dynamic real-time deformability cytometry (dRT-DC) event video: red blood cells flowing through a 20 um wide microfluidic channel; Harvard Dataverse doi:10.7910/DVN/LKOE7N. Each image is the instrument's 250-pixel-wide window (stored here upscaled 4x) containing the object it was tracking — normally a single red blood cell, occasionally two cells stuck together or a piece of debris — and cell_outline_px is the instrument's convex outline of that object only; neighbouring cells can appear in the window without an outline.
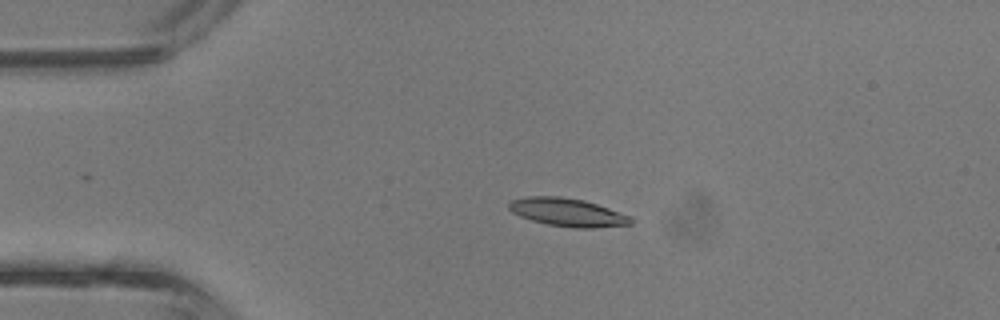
{"species": "common noctule bat (a hibernating species)", "species_latin": "Nyctalus noctula", "temperature_condition": "room temperature", "stored_images_in_passage": 4, "camera_frame_rate_fps": 3000, "um_per_image_px": 0.085, "animal": {"sex": "male", "body_mass_g": 13.3}, "frame": {"image": 1, "passage_image": 2, "time_ms": 0.333, "image_size_px": [1000, 320], "cell_outline_px": [[632, 224], [592, 228], [572, 228], [548, 224], [532, 220], [520, 216], [512, 212], [508, 208], [508, 204], [512, 200], [524, 196], [560, 196], [584, 200], [608, 208], [628, 216], [632, 220]], "centroid_in_image_um": [48.19, 18.04], "position_along_channel_um": 36.8, "area_um2": 19.83}}
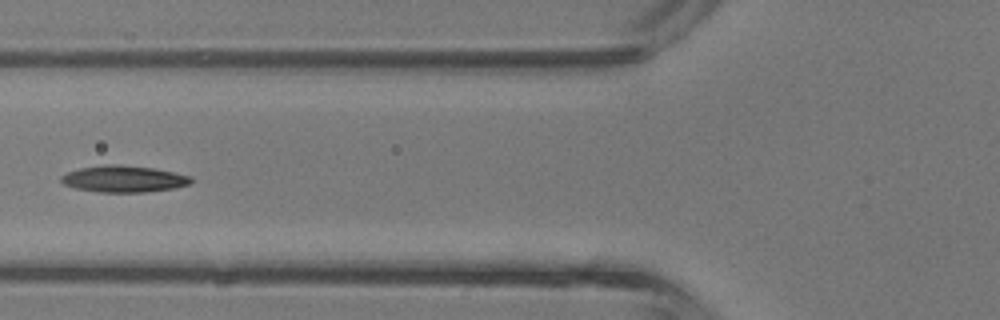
{"frame": {"image": 2, "passage_image": 4, "time_ms": 1.0, "image_size_px": [1000, 320], "cell_outline_px": [[192, 180], [188, 184], [172, 188], [144, 192], [100, 192], [76, 188], [64, 184], [60, 180], [60, 176], [68, 172], [80, 168], [104, 164], [120, 164], [152, 168], [172, 172], [188, 176]], "centroid_in_image_um": [10.45, 15.2], "position_along_channel_um": 115.3, "area_um2": 19.83}}